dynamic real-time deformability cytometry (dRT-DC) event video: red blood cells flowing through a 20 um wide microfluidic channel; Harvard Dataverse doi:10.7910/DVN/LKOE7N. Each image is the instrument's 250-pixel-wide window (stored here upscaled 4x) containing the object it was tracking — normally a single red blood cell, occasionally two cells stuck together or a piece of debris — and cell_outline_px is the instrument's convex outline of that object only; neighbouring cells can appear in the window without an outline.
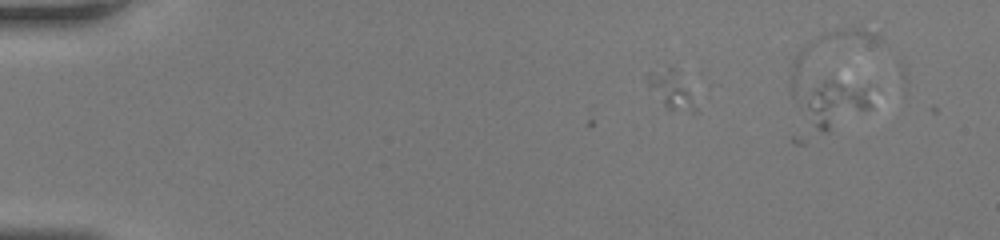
{"species": "human", "species_latin": "Homo sapiens", "temperature_condition": "room temperature", "stored_images_in_passage": 13, "camera_frame_rate_fps": 3000, "um_per_image_px": 0.085, "donor": {"sex": "female"}, "frame": {"image": 1, "passage_image": 13, "time_ms": 4.0, "image_size_px": [1000, 240], "cell_outline_px": [[868, 108], [828, 132], [824, 132], [816, 128], [796, 104], [792, 96], [792, 76], [832, 76], [864, 88], [868, 92]], "centroid_in_image_um": [70.41, 8.52], "position_along_channel_um": 14.6, "area_um2": 22.14}}